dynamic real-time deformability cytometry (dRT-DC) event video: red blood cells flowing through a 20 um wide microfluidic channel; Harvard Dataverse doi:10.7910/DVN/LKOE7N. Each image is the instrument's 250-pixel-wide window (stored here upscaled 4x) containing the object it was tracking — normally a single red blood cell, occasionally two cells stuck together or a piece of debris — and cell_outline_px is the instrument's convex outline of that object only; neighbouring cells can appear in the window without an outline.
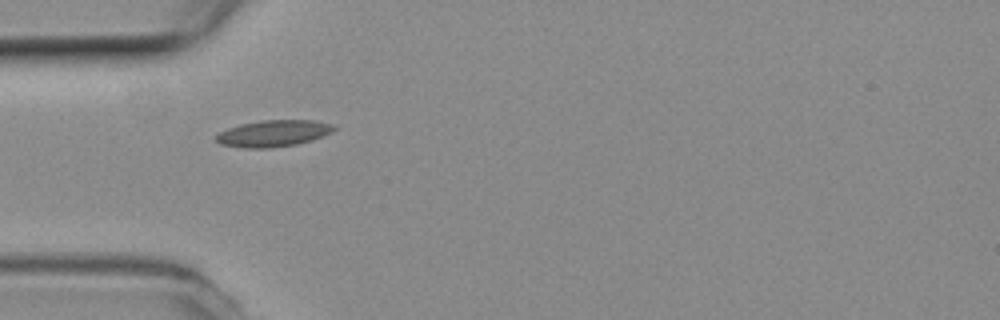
{"species": "common noctule bat (a hibernating species)", "species_latin": "Nyctalus noctula", "temperature_condition": "room temperature", "stored_images_in_passage": 38, "camera_frame_rate_fps": 3000, "um_per_image_px": 0.085, "animal": {"sex": "female", "body_mass_g": 19.3, "forearm_length_mm": 54.1}, "frame": {"image": 1, "passage_image": 1, "time_ms": 0.0, "image_size_px": [1000, 320], "cell_outline_px": [[336, 128], [332, 132], [312, 140], [296, 144], [272, 148], [244, 148], [220, 144], [216, 140], [216, 136], [220, 132], [228, 128], [240, 124], [260, 120], [312, 120], [336, 124]], "centroid_in_image_um": [23.26, 11.33], "position_along_channel_um": 61.7, "area_um2": 18.32}}
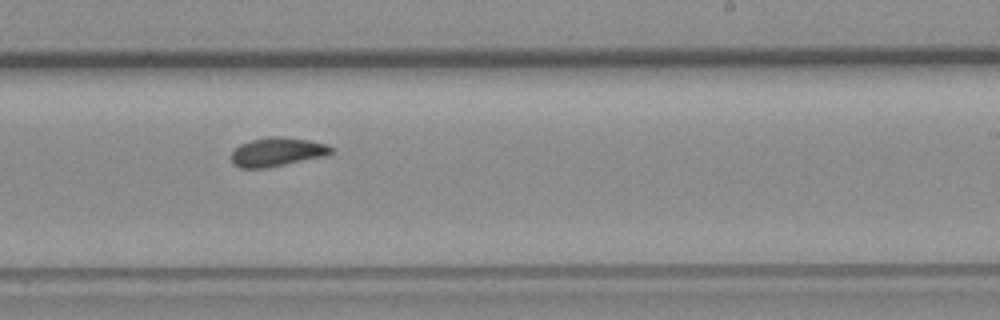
{"frame": {"image": 2, "passage_image": 17, "time_ms": 5.333, "image_size_px": [1000, 320], "cell_outline_px": [[332, 152], [328, 156], [268, 168], [240, 168], [232, 164], [232, 152], [240, 144], [252, 140], [268, 136], [280, 136], [308, 140], [328, 144], [332, 148]], "centroid_in_image_um": [23.58, 12.92], "position_along_channel_um": 265.4, "area_um2": 16.99}}
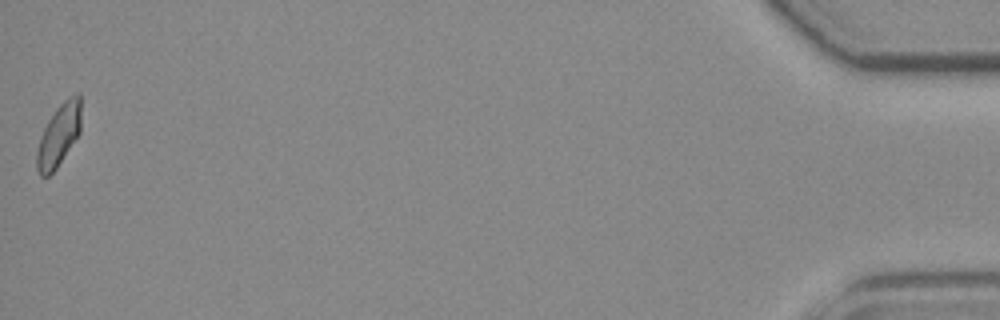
{"frame": {"image": 3, "passage_image": 38, "time_ms": 12.333, "image_size_px": [1000, 320], "cell_outline_px": [[80, 132], [56, 168], [48, 176], [40, 176], [36, 168], [36, 152], [40, 136], [48, 120], [56, 108], [68, 96], [76, 92], [80, 92]], "centroid_in_image_um": [4.98, 11.46], "position_along_channel_um": 430.2, "area_um2": 16.01}, "authors_computed_cell_mechanics": {"area_um2": 16.473, "velocity_mm_per_s": 3.851, "shape_relaxation_time_tau1_ms": 9.5573, "shape_relaxation_time_tau2_ms": 5.6282, "deformation_change_tau1": 0.17, "deformation_change_tau2": 0.1007}}